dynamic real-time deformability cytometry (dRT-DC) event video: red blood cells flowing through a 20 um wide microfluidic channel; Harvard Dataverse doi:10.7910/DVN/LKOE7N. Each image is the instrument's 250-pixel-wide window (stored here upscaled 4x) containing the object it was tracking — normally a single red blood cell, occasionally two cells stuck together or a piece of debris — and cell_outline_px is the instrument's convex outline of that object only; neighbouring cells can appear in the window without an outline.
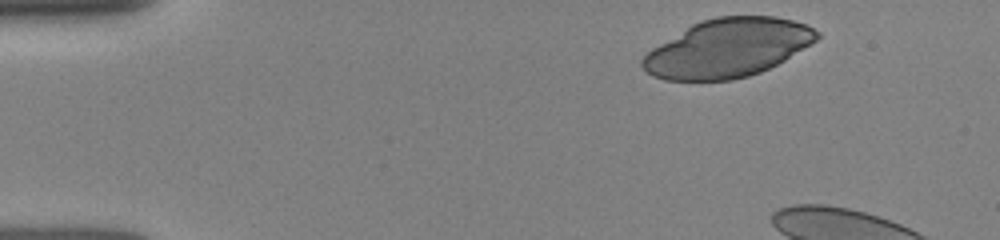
{"species": "human", "species_latin": "Homo sapiens", "temperature_condition": "room temperature", "stored_images_in_passage": 7, "camera_frame_rate_fps": 3000, "um_per_image_px": 0.085, "donor": {"sex": "female"}, "frame": {"image": 1, "passage_image": 1, "time_ms": 0.0, "image_size_px": [1000, 240], "cell_outline_px": [[820, 36], [816, 40], [784, 60], [760, 72], [748, 76], [732, 80], [664, 80], [652, 76], [640, 64], [640, 60], [652, 48], [692, 24], [700, 20], [716, 16], [776, 16], [792, 20], [804, 24], [820, 32]], "centroid_in_image_um": [61.83, 4.08], "position_along_channel_um": 23.2, "area_um2": 59.07}}